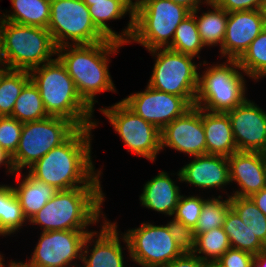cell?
I'll return each instance as SVG.
<instances>
[{"label": "cell", "mask_w": 266, "mask_h": 267, "mask_svg": "<svg viewBox=\"0 0 266 267\" xmlns=\"http://www.w3.org/2000/svg\"><path fill=\"white\" fill-rule=\"evenodd\" d=\"M231 208L246 226L250 225L256 237L266 247V216L250 197L230 196Z\"/></svg>", "instance_id": "cell-34"}, {"label": "cell", "mask_w": 266, "mask_h": 267, "mask_svg": "<svg viewBox=\"0 0 266 267\" xmlns=\"http://www.w3.org/2000/svg\"><path fill=\"white\" fill-rule=\"evenodd\" d=\"M263 13H264V16L266 18V0H265L264 7H263Z\"/></svg>", "instance_id": "cell-51"}, {"label": "cell", "mask_w": 266, "mask_h": 267, "mask_svg": "<svg viewBox=\"0 0 266 267\" xmlns=\"http://www.w3.org/2000/svg\"><path fill=\"white\" fill-rule=\"evenodd\" d=\"M252 267H266V249L254 255Z\"/></svg>", "instance_id": "cell-45"}, {"label": "cell", "mask_w": 266, "mask_h": 267, "mask_svg": "<svg viewBox=\"0 0 266 267\" xmlns=\"http://www.w3.org/2000/svg\"><path fill=\"white\" fill-rule=\"evenodd\" d=\"M179 188L167 172H159L144 185L143 193L140 195L141 204L146 208L173 216L181 196Z\"/></svg>", "instance_id": "cell-23"}, {"label": "cell", "mask_w": 266, "mask_h": 267, "mask_svg": "<svg viewBox=\"0 0 266 267\" xmlns=\"http://www.w3.org/2000/svg\"><path fill=\"white\" fill-rule=\"evenodd\" d=\"M104 197L102 187L59 190L29 222L41 225L43 232L86 230L88 225L96 224L102 215Z\"/></svg>", "instance_id": "cell-4"}, {"label": "cell", "mask_w": 266, "mask_h": 267, "mask_svg": "<svg viewBox=\"0 0 266 267\" xmlns=\"http://www.w3.org/2000/svg\"><path fill=\"white\" fill-rule=\"evenodd\" d=\"M222 227L229 237L231 248L247 251L253 255L266 249L250 225L246 226L232 208L227 212Z\"/></svg>", "instance_id": "cell-27"}, {"label": "cell", "mask_w": 266, "mask_h": 267, "mask_svg": "<svg viewBox=\"0 0 266 267\" xmlns=\"http://www.w3.org/2000/svg\"><path fill=\"white\" fill-rule=\"evenodd\" d=\"M169 234L183 253H192L196 243L195 229L186 226L183 222L173 219L166 224Z\"/></svg>", "instance_id": "cell-38"}, {"label": "cell", "mask_w": 266, "mask_h": 267, "mask_svg": "<svg viewBox=\"0 0 266 267\" xmlns=\"http://www.w3.org/2000/svg\"><path fill=\"white\" fill-rule=\"evenodd\" d=\"M157 56L149 86L180 97H197L199 73L194 56L157 48L149 51ZM156 54V55H155Z\"/></svg>", "instance_id": "cell-10"}, {"label": "cell", "mask_w": 266, "mask_h": 267, "mask_svg": "<svg viewBox=\"0 0 266 267\" xmlns=\"http://www.w3.org/2000/svg\"><path fill=\"white\" fill-rule=\"evenodd\" d=\"M10 116L21 123L39 121L49 117L40 92L31 80L22 89Z\"/></svg>", "instance_id": "cell-28"}, {"label": "cell", "mask_w": 266, "mask_h": 267, "mask_svg": "<svg viewBox=\"0 0 266 267\" xmlns=\"http://www.w3.org/2000/svg\"><path fill=\"white\" fill-rule=\"evenodd\" d=\"M88 8L95 26L108 39L115 40L123 44L129 43L133 32L134 4H132L129 0H106L91 2V5L88 6ZM127 12L130 14V20L127 28L124 29L121 34H117L106 24V21L112 19H122Z\"/></svg>", "instance_id": "cell-21"}, {"label": "cell", "mask_w": 266, "mask_h": 267, "mask_svg": "<svg viewBox=\"0 0 266 267\" xmlns=\"http://www.w3.org/2000/svg\"><path fill=\"white\" fill-rule=\"evenodd\" d=\"M13 12L3 14L2 20L20 25L47 28L50 21L51 0H10Z\"/></svg>", "instance_id": "cell-25"}, {"label": "cell", "mask_w": 266, "mask_h": 267, "mask_svg": "<svg viewBox=\"0 0 266 267\" xmlns=\"http://www.w3.org/2000/svg\"><path fill=\"white\" fill-rule=\"evenodd\" d=\"M6 165L8 167V171L10 173H16L13 162H12V156L9 155L4 149L0 147V165Z\"/></svg>", "instance_id": "cell-44"}, {"label": "cell", "mask_w": 266, "mask_h": 267, "mask_svg": "<svg viewBox=\"0 0 266 267\" xmlns=\"http://www.w3.org/2000/svg\"><path fill=\"white\" fill-rule=\"evenodd\" d=\"M206 154L229 157L237 150L227 113L202 110Z\"/></svg>", "instance_id": "cell-22"}, {"label": "cell", "mask_w": 266, "mask_h": 267, "mask_svg": "<svg viewBox=\"0 0 266 267\" xmlns=\"http://www.w3.org/2000/svg\"><path fill=\"white\" fill-rule=\"evenodd\" d=\"M209 6L213 7V11L203 12L199 17L198 10L191 12L197 24V29L200 34V39L204 46H222L226 33V24L228 12L211 2Z\"/></svg>", "instance_id": "cell-26"}, {"label": "cell", "mask_w": 266, "mask_h": 267, "mask_svg": "<svg viewBox=\"0 0 266 267\" xmlns=\"http://www.w3.org/2000/svg\"><path fill=\"white\" fill-rule=\"evenodd\" d=\"M23 123L11 116H0V147L13 156L18 148Z\"/></svg>", "instance_id": "cell-36"}, {"label": "cell", "mask_w": 266, "mask_h": 267, "mask_svg": "<svg viewBox=\"0 0 266 267\" xmlns=\"http://www.w3.org/2000/svg\"><path fill=\"white\" fill-rule=\"evenodd\" d=\"M190 13L184 6L171 0H136L129 43H140L148 51L168 48L176 28Z\"/></svg>", "instance_id": "cell-6"}, {"label": "cell", "mask_w": 266, "mask_h": 267, "mask_svg": "<svg viewBox=\"0 0 266 267\" xmlns=\"http://www.w3.org/2000/svg\"><path fill=\"white\" fill-rule=\"evenodd\" d=\"M179 181H185L202 189L230 184L228 157L219 155L194 156V160L181 168Z\"/></svg>", "instance_id": "cell-20"}, {"label": "cell", "mask_w": 266, "mask_h": 267, "mask_svg": "<svg viewBox=\"0 0 266 267\" xmlns=\"http://www.w3.org/2000/svg\"><path fill=\"white\" fill-rule=\"evenodd\" d=\"M101 227L99 235L93 231L84 240L81 256L83 267H125L116 223L105 220ZM94 236L99 237L94 241ZM90 241L95 243L90 249L91 255L88 251V246L92 243Z\"/></svg>", "instance_id": "cell-19"}, {"label": "cell", "mask_w": 266, "mask_h": 267, "mask_svg": "<svg viewBox=\"0 0 266 267\" xmlns=\"http://www.w3.org/2000/svg\"><path fill=\"white\" fill-rule=\"evenodd\" d=\"M204 261L193 253H183L165 267H203Z\"/></svg>", "instance_id": "cell-41"}, {"label": "cell", "mask_w": 266, "mask_h": 267, "mask_svg": "<svg viewBox=\"0 0 266 267\" xmlns=\"http://www.w3.org/2000/svg\"><path fill=\"white\" fill-rule=\"evenodd\" d=\"M47 29L58 47L93 44L108 38L95 26L88 6L83 0H51Z\"/></svg>", "instance_id": "cell-9"}, {"label": "cell", "mask_w": 266, "mask_h": 267, "mask_svg": "<svg viewBox=\"0 0 266 267\" xmlns=\"http://www.w3.org/2000/svg\"><path fill=\"white\" fill-rule=\"evenodd\" d=\"M203 267H221L218 262H204Z\"/></svg>", "instance_id": "cell-47"}, {"label": "cell", "mask_w": 266, "mask_h": 267, "mask_svg": "<svg viewBox=\"0 0 266 267\" xmlns=\"http://www.w3.org/2000/svg\"><path fill=\"white\" fill-rule=\"evenodd\" d=\"M30 81L29 71L7 69L0 80V116H10L24 86Z\"/></svg>", "instance_id": "cell-30"}, {"label": "cell", "mask_w": 266, "mask_h": 267, "mask_svg": "<svg viewBox=\"0 0 266 267\" xmlns=\"http://www.w3.org/2000/svg\"><path fill=\"white\" fill-rule=\"evenodd\" d=\"M88 230H55L41 233L31 260L26 267H73L82 256V247Z\"/></svg>", "instance_id": "cell-14"}, {"label": "cell", "mask_w": 266, "mask_h": 267, "mask_svg": "<svg viewBox=\"0 0 266 267\" xmlns=\"http://www.w3.org/2000/svg\"><path fill=\"white\" fill-rule=\"evenodd\" d=\"M203 47L205 46L200 39L195 17L190 13L176 28L168 49L195 57Z\"/></svg>", "instance_id": "cell-31"}, {"label": "cell", "mask_w": 266, "mask_h": 267, "mask_svg": "<svg viewBox=\"0 0 266 267\" xmlns=\"http://www.w3.org/2000/svg\"><path fill=\"white\" fill-rule=\"evenodd\" d=\"M77 129L70 120L55 116L23 123L19 145L12 156L17 179L21 169L26 166L29 169L51 149L64 143Z\"/></svg>", "instance_id": "cell-8"}, {"label": "cell", "mask_w": 266, "mask_h": 267, "mask_svg": "<svg viewBox=\"0 0 266 267\" xmlns=\"http://www.w3.org/2000/svg\"><path fill=\"white\" fill-rule=\"evenodd\" d=\"M171 147L190 156L206 155L202 109L193 106L161 130V150Z\"/></svg>", "instance_id": "cell-16"}, {"label": "cell", "mask_w": 266, "mask_h": 267, "mask_svg": "<svg viewBox=\"0 0 266 267\" xmlns=\"http://www.w3.org/2000/svg\"><path fill=\"white\" fill-rule=\"evenodd\" d=\"M238 69L241 71L238 61L228 59L199 75L194 106L205 111L226 113L240 105L246 99V88L244 77Z\"/></svg>", "instance_id": "cell-7"}, {"label": "cell", "mask_w": 266, "mask_h": 267, "mask_svg": "<svg viewBox=\"0 0 266 267\" xmlns=\"http://www.w3.org/2000/svg\"><path fill=\"white\" fill-rule=\"evenodd\" d=\"M0 65L3 66V53H2V34H1V29H0Z\"/></svg>", "instance_id": "cell-46"}, {"label": "cell", "mask_w": 266, "mask_h": 267, "mask_svg": "<svg viewBox=\"0 0 266 267\" xmlns=\"http://www.w3.org/2000/svg\"><path fill=\"white\" fill-rule=\"evenodd\" d=\"M123 45L107 39L99 43L68 44L57 48V58L73 79L80 97L92 110L97 102L96 94L116 91L108 70V58Z\"/></svg>", "instance_id": "cell-2"}, {"label": "cell", "mask_w": 266, "mask_h": 267, "mask_svg": "<svg viewBox=\"0 0 266 267\" xmlns=\"http://www.w3.org/2000/svg\"><path fill=\"white\" fill-rule=\"evenodd\" d=\"M263 10L228 13L226 33L220 53L229 60H238L251 42L265 29Z\"/></svg>", "instance_id": "cell-17"}, {"label": "cell", "mask_w": 266, "mask_h": 267, "mask_svg": "<svg viewBox=\"0 0 266 267\" xmlns=\"http://www.w3.org/2000/svg\"><path fill=\"white\" fill-rule=\"evenodd\" d=\"M30 80L40 92L49 116L62 117L78 128L96 127L92 110L80 97L73 79L58 58L32 69Z\"/></svg>", "instance_id": "cell-3"}, {"label": "cell", "mask_w": 266, "mask_h": 267, "mask_svg": "<svg viewBox=\"0 0 266 267\" xmlns=\"http://www.w3.org/2000/svg\"><path fill=\"white\" fill-rule=\"evenodd\" d=\"M230 248L229 237L223 227L214 228L196 236L193 254L200 256L204 262H217L219 258Z\"/></svg>", "instance_id": "cell-33"}, {"label": "cell", "mask_w": 266, "mask_h": 267, "mask_svg": "<svg viewBox=\"0 0 266 267\" xmlns=\"http://www.w3.org/2000/svg\"><path fill=\"white\" fill-rule=\"evenodd\" d=\"M253 259L252 253L230 247L217 262L221 267H252Z\"/></svg>", "instance_id": "cell-39"}, {"label": "cell", "mask_w": 266, "mask_h": 267, "mask_svg": "<svg viewBox=\"0 0 266 267\" xmlns=\"http://www.w3.org/2000/svg\"><path fill=\"white\" fill-rule=\"evenodd\" d=\"M8 267H26L22 264V262L11 261Z\"/></svg>", "instance_id": "cell-48"}, {"label": "cell", "mask_w": 266, "mask_h": 267, "mask_svg": "<svg viewBox=\"0 0 266 267\" xmlns=\"http://www.w3.org/2000/svg\"><path fill=\"white\" fill-rule=\"evenodd\" d=\"M199 196L181 195L174 213V218L183 222L186 226L195 229L204 201Z\"/></svg>", "instance_id": "cell-37"}, {"label": "cell", "mask_w": 266, "mask_h": 267, "mask_svg": "<svg viewBox=\"0 0 266 267\" xmlns=\"http://www.w3.org/2000/svg\"><path fill=\"white\" fill-rule=\"evenodd\" d=\"M226 12L263 10L265 0H212Z\"/></svg>", "instance_id": "cell-40"}, {"label": "cell", "mask_w": 266, "mask_h": 267, "mask_svg": "<svg viewBox=\"0 0 266 267\" xmlns=\"http://www.w3.org/2000/svg\"><path fill=\"white\" fill-rule=\"evenodd\" d=\"M229 116L238 151L266 152V112L245 99Z\"/></svg>", "instance_id": "cell-15"}, {"label": "cell", "mask_w": 266, "mask_h": 267, "mask_svg": "<svg viewBox=\"0 0 266 267\" xmlns=\"http://www.w3.org/2000/svg\"><path fill=\"white\" fill-rule=\"evenodd\" d=\"M93 128L95 127L78 128L64 143L51 149L31 166L29 173L58 191L77 187H101V171H94L91 159Z\"/></svg>", "instance_id": "cell-1"}, {"label": "cell", "mask_w": 266, "mask_h": 267, "mask_svg": "<svg viewBox=\"0 0 266 267\" xmlns=\"http://www.w3.org/2000/svg\"><path fill=\"white\" fill-rule=\"evenodd\" d=\"M122 237L129 256L142 267H165L183 254L167 225L142 223L141 227L128 230Z\"/></svg>", "instance_id": "cell-11"}, {"label": "cell", "mask_w": 266, "mask_h": 267, "mask_svg": "<svg viewBox=\"0 0 266 267\" xmlns=\"http://www.w3.org/2000/svg\"><path fill=\"white\" fill-rule=\"evenodd\" d=\"M237 61L247 76L255 80L266 76V27Z\"/></svg>", "instance_id": "cell-32"}, {"label": "cell", "mask_w": 266, "mask_h": 267, "mask_svg": "<svg viewBox=\"0 0 266 267\" xmlns=\"http://www.w3.org/2000/svg\"><path fill=\"white\" fill-rule=\"evenodd\" d=\"M121 101L136 115L161 131L191 109L196 97H180L156 90L148 85L145 91L131 94Z\"/></svg>", "instance_id": "cell-13"}, {"label": "cell", "mask_w": 266, "mask_h": 267, "mask_svg": "<svg viewBox=\"0 0 266 267\" xmlns=\"http://www.w3.org/2000/svg\"><path fill=\"white\" fill-rule=\"evenodd\" d=\"M172 2L184 6L190 12H194L195 10H199V4L203 3V0H171ZM206 1V2H205ZM204 3L210 4L212 0H205Z\"/></svg>", "instance_id": "cell-43"}, {"label": "cell", "mask_w": 266, "mask_h": 267, "mask_svg": "<svg viewBox=\"0 0 266 267\" xmlns=\"http://www.w3.org/2000/svg\"><path fill=\"white\" fill-rule=\"evenodd\" d=\"M2 255L0 254V267H4L5 266V264L4 263H2L4 260L2 259Z\"/></svg>", "instance_id": "cell-50"}, {"label": "cell", "mask_w": 266, "mask_h": 267, "mask_svg": "<svg viewBox=\"0 0 266 267\" xmlns=\"http://www.w3.org/2000/svg\"><path fill=\"white\" fill-rule=\"evenodd\" d=\"M83 1L87 6H90L91 2H100V1H106V0H83Z\"/></svg>", "instance_id": "cell-49"}, {"label": "cell", "mask_w": 266, "mask_h": 267, "mask_svg": "<svg viewBox=\"0 0 266 267\" xmlns=\"http://www.w3.org/2000/svg\"><path fill=\"white\" fill-rule=\"evenodd\" d=\"M255 205L266 216V187L250 196Z\"/></svg>", "instance_id": "cell-42"}, {"label": "cell", "mask_w": 266, "mask_h": 267, "mask_svg": "<svg viewBox=\"0 0 266 267\" xmlns=\"http://www.w3.org/2000/svg\"><path fill=\"white\" fill-rule=\"evenodd\" d=\"M114 130L119 134L128 152L154 161L161 150V131L131 111L122 101L110 108H101Z\"/></svg>", "instance_id": "cell-12"}, {"label": "cell", "mask_w": 266, "mask_h": 267, "mask_svg": "<svg viewBox=\"0 0 266 267\" xmlns=\"http://www.w3.org/2000/svg\"><path fill=\"white\" fill-rule=\"evenodd\" d=\"M0 20L3 62L8 69L30 72L53 60L57 46L47 28L16 24L1 16Z\"/></svg>", "instance_id": "cell-5"}, {"label": "cell", "mask_w": 266, "mask_h": 267, "mask_svg": "<svg viewBox=\"0 0 266 267\" xmlns=\"http://www.w3.org/2000/svg\"><path fill=\"white\" fill-rule=\"evenodd\" d=\"M13 187L25 218L30 220L58 191L53 186L34 178L30 173Z\"/></svg>", "instance_id": "cell-24"}, {"label": "cell", "mask_w": 266, "mask_h": 267, "mask_svg": "<svg viewBox=\"0 0 266 267\" xmlns=\"http://www.w3.org/2000/svg\"><path fill=\"white\" fill-rule=\"evenodd\" d=\"M218 198L206 199L204 201L199 219L195 227L196 236L214 228L222 227L227 212L231 208L230 196L225 200Z\"/></svg>", "instance_id": "cell-35"}, {"label": "cell", "mask_w": 266, "mask_h": 267, "mask_svg": "<svg viewBox=\"0 0 266 267\" xmlns=\"http://www.w3.org/2000/svg\"><path fill=\"white\" fill-rule=\"evenodd\" d=\"M26 220L13 187L0 185V235L15 233Z\"/></svg>", "instance_id": "cell-29"}, {"label": "cell", "mask_w": 266, "mask_h": 267, "mask_svg": "<svg viewBox=\"0 0 266 267\" xmlns=\"http://www.w3.org/2000/svg\"><path fill=\"white\" fill-rule=\"evenodd\" d=\"M229 179L241 189L231 196L250 197L266 187V156L262 152L236 151L228 157Z\"/></svg>", "instance_id": "cell-18"}]
</instances>
